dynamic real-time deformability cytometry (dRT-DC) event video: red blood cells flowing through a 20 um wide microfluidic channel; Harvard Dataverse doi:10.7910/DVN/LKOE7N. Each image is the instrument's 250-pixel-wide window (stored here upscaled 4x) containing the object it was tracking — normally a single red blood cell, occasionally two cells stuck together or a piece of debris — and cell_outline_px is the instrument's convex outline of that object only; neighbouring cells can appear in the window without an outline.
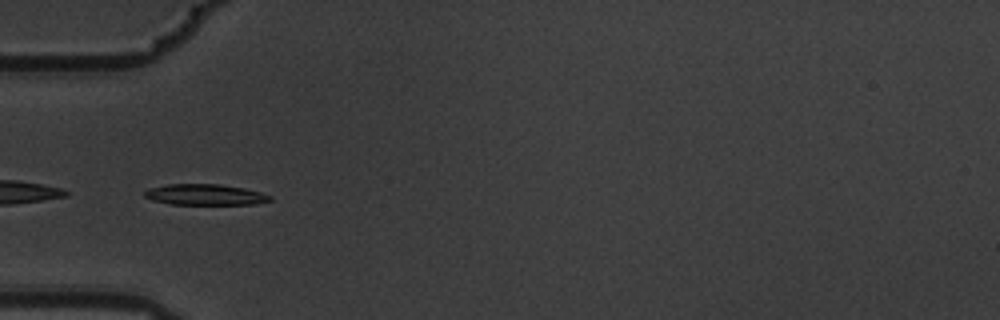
{"species": "common noctule bat (a hibernating species)", "species_latin": "Nyctalus noctula", "temperature_condition": "warm", "stored_images_in_passage": 9, "segment_of_instrument_passage": [2, 2], "camera_frame_rate_fps": 3000, "um_per_image_px": 0.085, "animal": {"sex": "male", "body_mass_g": 19.5, "forearm_length_mm": 54.6}, "frame": {"image": 1, "passage_image": 4, "time_ms": 1.0, "image_size_px": [1000, 320], "cell_outline_px": [[272, 200], [256, 204], [172, 204], [152, 200], [144, 196], [144, 192], [148, 188], [168, 184], [220, 184], [244, 188], [260, 192], [272, 196]], "centroid_in_image_um": [17.44, 16.54], "position_along_channel_um": 67.6, "area_um2": 15.26}}
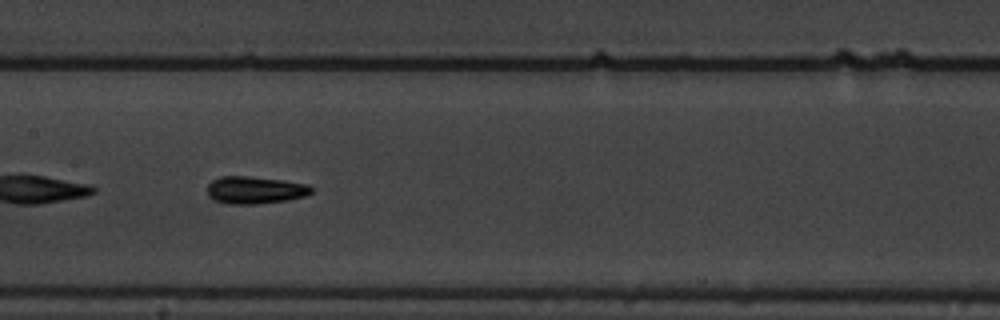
{"frame": {"image": 2, "passage_image": 7, "time_ms": 2.0, "image_size_px": [1000, 320], "cell_outline_px": [[312, 192], [304, 196], [288, 200], [256, 204], [228, 204], [212, 200], [208, 196], [208, 184], [212, 180], [220, 176], [248, 176], [284, 180], [308, 184], [312, 188]], "centroid_in_image_um": [21.65, 16.15], "position_along_channel_um": 185.7, "area_um2": 16.76}}
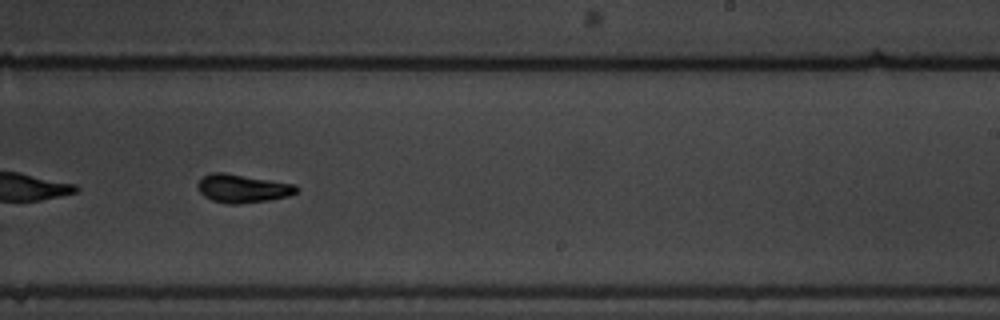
{"frame": {"image": 3, "passage_image": 9, "time_ms": 2.667, "image_size_px": [1000, 320], "cell_outline_px": [[300, 188], [296, 192], [288, 196], [268, 200], [236, 204], [228, 204], [212, 200], [204, 196], [200, 192], [196, 184], [204, 176], [212, 172], [224, 172], [296, 184]], "centroid_in_image_um": [20.62, 16.01], "position_along_channel_um": 268.4, "area_um2": 16.3}}